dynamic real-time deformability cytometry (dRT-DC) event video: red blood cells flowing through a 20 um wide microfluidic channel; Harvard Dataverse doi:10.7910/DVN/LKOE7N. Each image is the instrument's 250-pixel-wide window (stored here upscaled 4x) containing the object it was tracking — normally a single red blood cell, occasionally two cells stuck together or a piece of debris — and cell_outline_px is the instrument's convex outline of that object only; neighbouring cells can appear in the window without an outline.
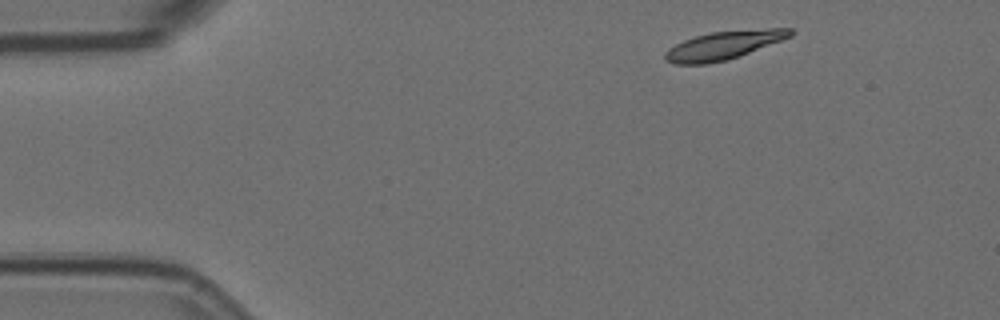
{"species": "Egyptian fruit bat (a non-hibernating species)", "species_latin": "Rousettus aegyptiacus", "temperature_condition": "room temperature", "stored_images_in_passage": 3, "camera_frame_rate_fps": 3000, "um_per_image_px": 0.085, "animal": {"sex": "female"}, "frame": {"image": 1, "passage_image": 1, "time_ms": 0.0, "image_size_px": [1000, 320], "cell_outline_px": [[796, 32], [792, 36], [748, 52], [724, 60], [708, 64], [676, 64], [664, 60], [664, 52], [668, 48], [684, 40], [696, 36], [712, 32], [768, 28], [792, 28]], "centroid_in_image_um": [61.49, 3.84], "position_along_channel_um": 23.5, "area_um2": 20.4}}
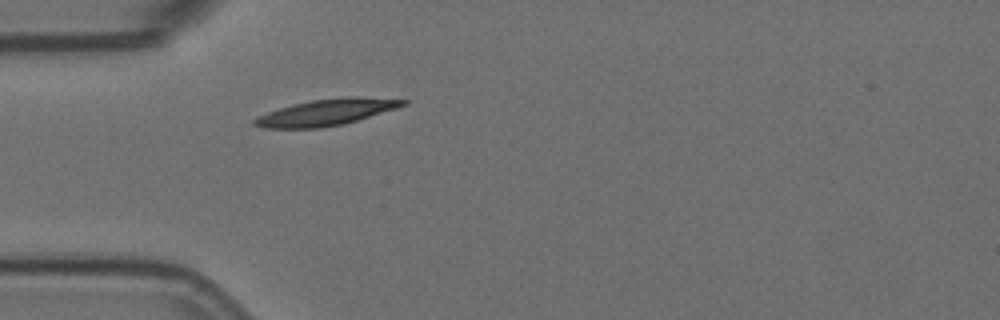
{"frame": {"image": 2, "passage_image": 3, "time_ms": 0.667, "image_size_px": [1000, 320], "cell_outline_px": [[408, 104], [396, 108], [344, 124], [320, 128], [264, 128], [252, 124], [252, 120], [256, 116], [292, 104], [312, 100], [348, 96], [356, 96], [408, 100]], "centroid_in_image_um": [27.72, 9.54], "position_along_channel_um": 57.3, "area_um2": 22.72}}